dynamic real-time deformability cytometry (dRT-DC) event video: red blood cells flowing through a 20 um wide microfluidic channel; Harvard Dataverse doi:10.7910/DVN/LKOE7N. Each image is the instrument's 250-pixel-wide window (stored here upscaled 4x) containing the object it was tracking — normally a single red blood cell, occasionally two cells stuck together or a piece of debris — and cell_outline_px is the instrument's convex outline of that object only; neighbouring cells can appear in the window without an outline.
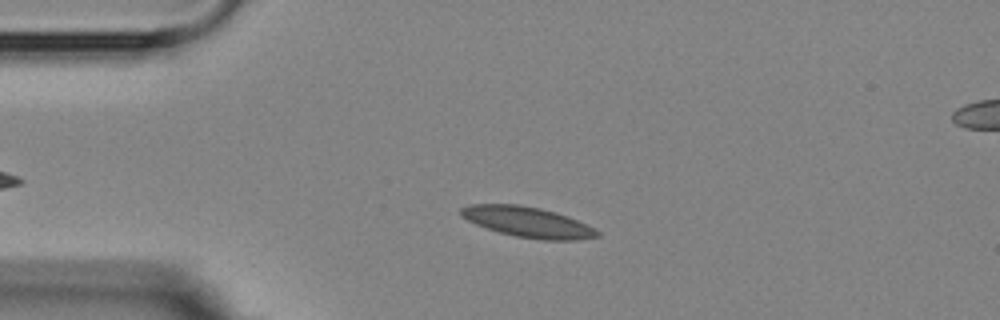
{"species": "Egyptian fruit bat (a non-hibernating species)", "species_latin": "Rousettus aegyptiacus", "temperature_condition": "room temperature", "stored_images_in_passage": 4, "segment_of_instrument_passage": [1, 2], "camera_frame_rate_fps": 3000, "um_per_image_px": 0.085, "animal": {"sex": "female"}, "frame": {"image": 1, "passage_image": 2, "time_ms": 2.333, "image_size_px": [1000, 320], "cell_outline_px": [[600, 236], [576, 240], [544, 240], [516, 236], [500, 232], [476, 224], [460, 216], [460, 208], [468, 204], [516, 204], [540, 208], [556, 212], [568, 216], [596, 228], [600, 232]], "centroid_in_image_um": [44.88, 18.87], "position_along_channel_um": 40.1, "area_um2": 24.16}}